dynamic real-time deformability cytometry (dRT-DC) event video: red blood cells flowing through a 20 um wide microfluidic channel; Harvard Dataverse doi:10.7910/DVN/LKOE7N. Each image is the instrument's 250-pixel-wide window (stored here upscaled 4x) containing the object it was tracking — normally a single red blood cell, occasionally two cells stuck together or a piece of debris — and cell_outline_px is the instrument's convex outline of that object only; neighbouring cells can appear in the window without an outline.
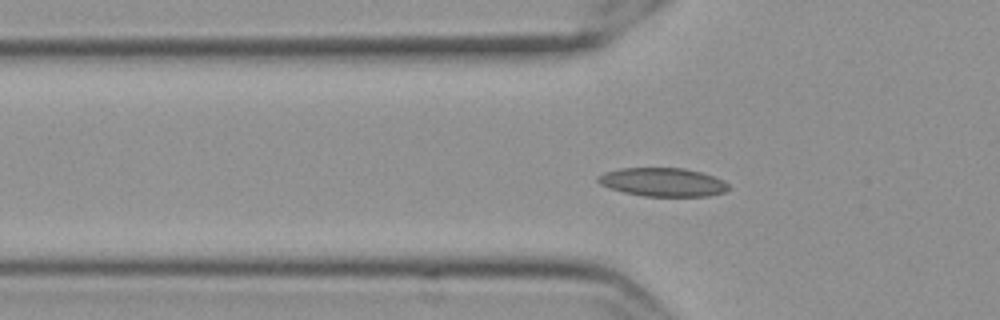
{"species": "Egyptian fruit bat (a non-hibernating species)", "species_latin": "Rousettus aegyptiacus", "temperature_condition": "cold", "stored_images_in_passage": 59, "camera_frame_rate_fps": 3000, "um_per_image_px": 0.085, "frame": {"image": 1, "passage_image": 19, "time_ms": 6.0, "image_size_px": [1000, 320], "cell_outline_px": [[728, 188], [724, 192], [708, 196], [644, 196], [624, 192], [600, 184], [596, 180], [596, 176], [604, 172], [620, 168], [684, 168], [700, 172], [724, 180], [728, 184]], "centroid_in_image_um": [56.31, 15.47], "position_along_channel_um": 69.5, "area_um2": 21.62}}
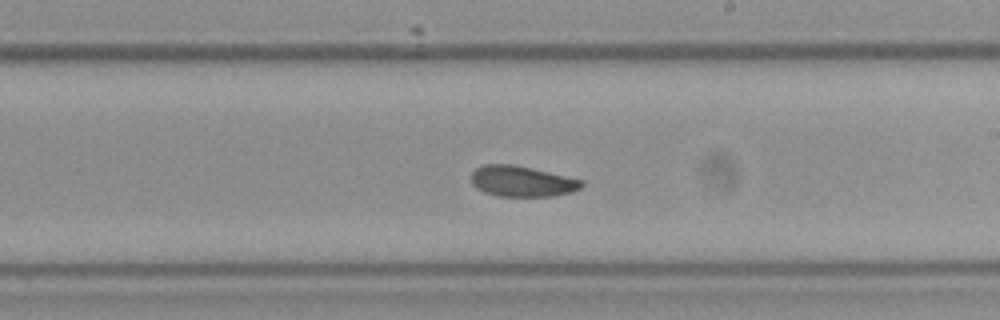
{"frame": {"image": 2, "passage_image": 34, "time_ms": 11.0, "image_size_px": [1000, 320], "cell_outline_px": [[584, 184], [580, 188], [572, 192], [552, 196], [496, 196], [484, 192], [476, 188], [472, 184], [472, 172], [476, 168], [484, 164], [512, 164], [532, 168], [584, 180]], "centroid_in_image_um": [44.36, 15.41], "position_along_channel_um": 244.6, "area_um2": 19.83}}
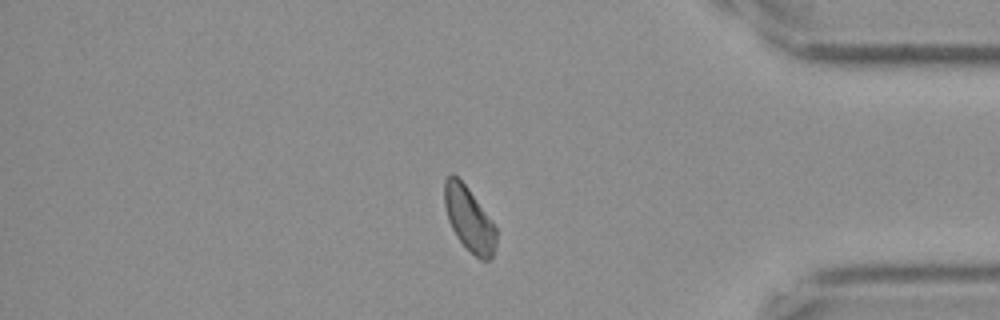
{"frame": {"image": 3, "passage_image": 49, "time_ms": 16.0, "image_size_px": [1000, 320], "cell_outline_px": [[496, 248], [492, 256], [488, 260], [480, 260], [456, 236], [448, 220], [444, 204], [444, 180], [452, 172], [468, 188], [492, 220], [496, 228]], "centroid_in_image_um": [39.87, 18.6], "position_along_channel_um": 395.3, "area_um2": 19.25}, "authors_computed_cell_mechanics": {"area_um2": 20.0566, "velocity_mm_per_s": 3.5038, "shape_relaxation_time_tau1_ms": null, "shape_relaxation_time_tau2_ms": 5.766, "deformation_change_tau1": null, "deformation_change_tau2": 0.0913}}